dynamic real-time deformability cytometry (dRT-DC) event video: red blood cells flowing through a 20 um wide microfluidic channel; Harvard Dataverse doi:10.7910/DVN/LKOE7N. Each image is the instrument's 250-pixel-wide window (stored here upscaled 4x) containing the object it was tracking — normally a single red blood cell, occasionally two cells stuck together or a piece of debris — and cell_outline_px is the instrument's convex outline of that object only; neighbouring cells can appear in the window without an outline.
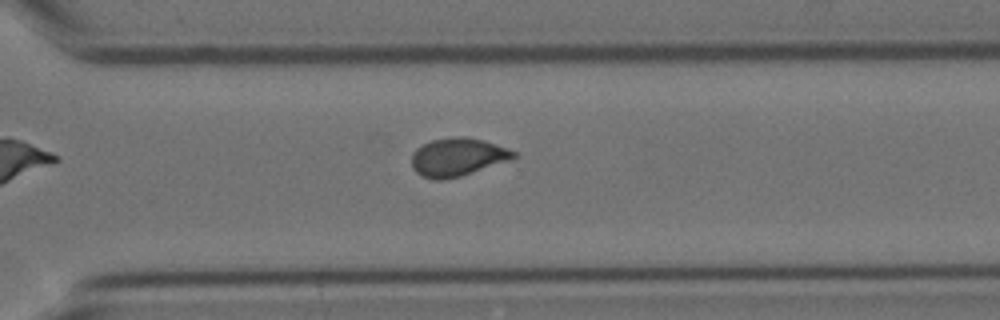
{"species": "Egyptian fruit bat (a non-hibernating species)", "species_latin": "Rousettus aegyptiacus", "temperature_condition": "cold", "stored_images_in_passage": 9, "camera_frame_rate_fps": 3000, "um_per_image_px": 0.085, "animal": {"sex": "female"}, "frame": {"image": 1, "passage_image": 9, "time_ms": 10.667, "image_size_px": [1000, 320], "cell_outline_px": [[516, 156], [512, 160], [460, 176], [444, 180], [436, 180], [420, 176], [412, 168], [412, 152], [416, 148], [432, 140], [456, 136], [464, 136], [484, 140], [508, 148], [516, 152]], "centroid_in_image_um": [38.89, 13.35], "position_along_channel_um": 331.7, "area_um2": 22.83}}